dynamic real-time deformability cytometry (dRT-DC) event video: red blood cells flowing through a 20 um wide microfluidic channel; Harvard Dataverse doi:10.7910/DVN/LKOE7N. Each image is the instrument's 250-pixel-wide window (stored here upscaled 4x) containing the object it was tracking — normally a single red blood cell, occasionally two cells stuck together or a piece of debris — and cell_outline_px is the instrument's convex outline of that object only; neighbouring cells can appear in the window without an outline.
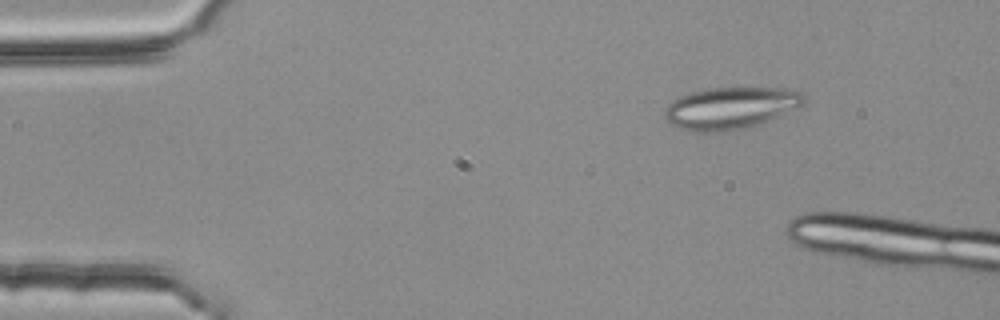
{"species": "common noctule bat (a hibernating species)", "species_latin": "Nyctalus noctula", "temperature_condition": "room temperature", "stored_images_in_passage": 5, "camera_frame_rate_fps": 3000, "um_per_image_px": 0.085, "animal": {"sex": "female", "body_mass_g": 25.1}, "frame": {"image": 1, "passage_image": 2, "time_ms": 0.333, "image_size_px": [1000, 320], "cell_outline_px": [[804, 104], [768, 120], [744, 128], [720, 132], [700, 132], [680, 128], [672, 124], [664, 116], [664, 108], [672, 100], [680, 96], [692, 92], [708, 88], [792, 88], [800, 92], [804, 96]], "centroid_in_image_um": [62.07, 9.17], "position_along_channel_um": 22.9, "area_um2": 33.7}}